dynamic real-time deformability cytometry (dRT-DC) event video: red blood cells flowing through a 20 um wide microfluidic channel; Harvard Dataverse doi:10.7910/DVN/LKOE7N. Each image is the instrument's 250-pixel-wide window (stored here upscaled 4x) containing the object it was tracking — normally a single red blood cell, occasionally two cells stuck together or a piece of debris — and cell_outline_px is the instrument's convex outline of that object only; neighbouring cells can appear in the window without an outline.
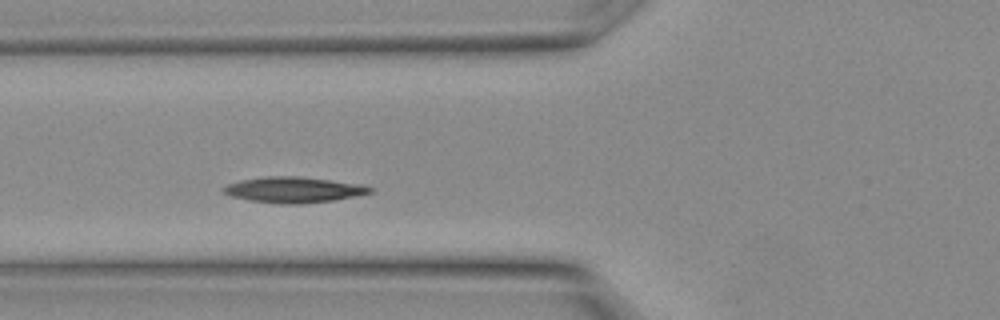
{"species": "Egyptian fruit bat (a non-hibernating species)", "species_latin": "Rousettus aegyptiacus", "temperature_condition": "warm", "stored_images_in_passage": 16, "camera_frame_rate_fps": 3000, "um_per_image_px": 0.085, "animal": {"sex": "female"}, "frame": {"image": 1, "passage_image": 5, "time_ms": 1.333, "image_size_px": [1000, 320], "cell_outline_px": [[372, 192], [356, 196], [332, 200], [300, 204], [280, 204], [248, 200], [232, 196], [220, 192], [228, 184], [240, 180], [264, 176], [300, 176], [356, 184], [372, 188]], "centroid_in_image_um": [24.88, 16.13], "position_along_channel_um": 100.9, "area_um2": 21.73}}
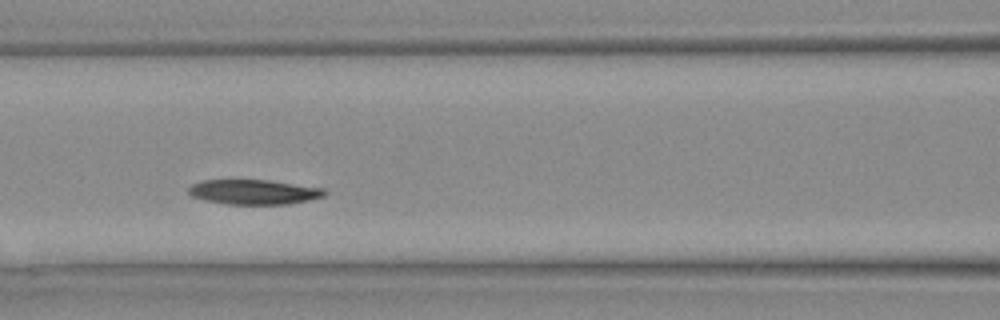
{"frame": {"image": 2, "passage_image": 7, "time_ms": 2.0, "image_size_px": [1000, 320], "cell_outline_px": [[328, 192], [324, 196], [308, 200], [288, 204], [228, 204], [204, 200], [192, 196], [188, 192], [188, 188], [192, 184], [200, 180], [268, 180], [324, 188]], "centroid_in_image_um": [21.57, 16.31], "position_along_channel_um": 145.0, "area_um2": 19.65}}